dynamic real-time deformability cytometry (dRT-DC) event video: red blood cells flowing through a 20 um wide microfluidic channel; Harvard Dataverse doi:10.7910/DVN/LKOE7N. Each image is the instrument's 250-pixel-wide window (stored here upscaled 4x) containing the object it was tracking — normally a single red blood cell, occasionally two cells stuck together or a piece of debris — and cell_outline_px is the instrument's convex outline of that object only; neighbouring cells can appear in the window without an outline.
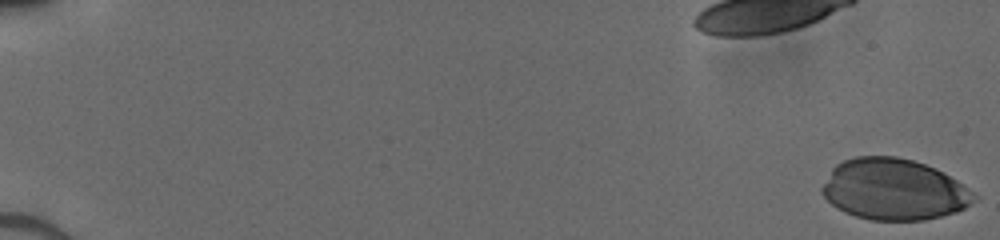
{"species": "human", "species_latin": "Homo sapiens", "temperature_condition": "cold", "stored_images_in_passage": 49, "camera_frame_rate_fps": 3000, "um_per_image_px": 0.085, "donor": {"sex": "male"}, "frame": {"image": 1, "passage_image": 1, "time_ms": 0.0, "image_size_px": [1000, 240], "cell_outline_px": [[976, 196], [964, 208], [956, 212], [924, 220], [872, 220], [856, 216], [844, 212], [832, 204], [820, 192], [820, 188], [832, 168], [836, 164], [844, 160], [856, 156], [896, 156], [912, 160], [936, 168], [944, 172], [956, 180]], "centroid_in_image_um": [75.93, 16.09], "position_along_channel_um": 9.1, "area_um2": 53.87}}
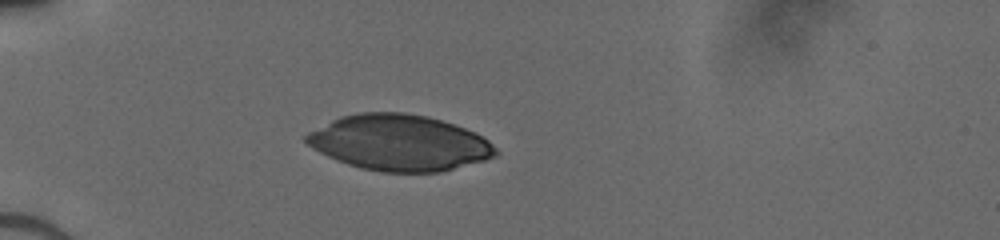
{"frame": {"image": 2, "passage_image": 17, "time_ms": 5.333, "image_size_px": [1000, 240], "cell_outline_px": [[500, 152], [496, 156], [484, 160], [440, 172], [384, 172], [360, 168], [336, 160], [312, 148], [304, 140], [304, 136], [308, 132], [340, 116], [360, 112], [404, 112], [428, 116], [476, 132], [488, 140]], "centroid_in_image_um": [33.94, 12.13], "position_along_channel_um": 51.1, "area_um2": 61.61}}
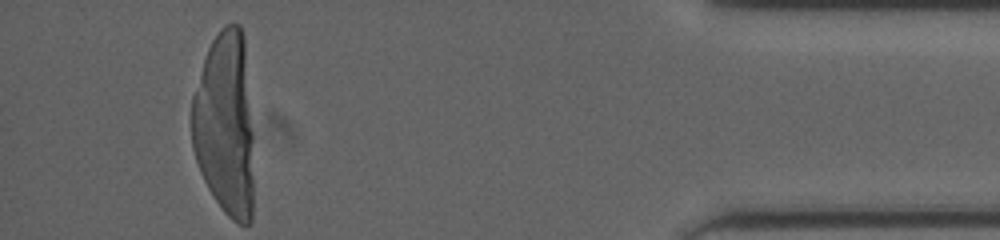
{"frame": {"image": 3, "passage_image": 49, "time_ms": 16.0, "image_size_px": [1000, 240], "cell_outline_px": [[252, 220], [248, 224], [240, 224], [232, 220], [224, 212], [208, 188], [200, 172], [192, 148], [192, 96], [208, 48], [212, 40], [220, 28], [224, 24], [240, 24], [244, 36], [252, 136]], "centroid_in_image_um": [19.12, 10.56], "position_along_channel_um": 416.1, "area_um2": 66.53}}